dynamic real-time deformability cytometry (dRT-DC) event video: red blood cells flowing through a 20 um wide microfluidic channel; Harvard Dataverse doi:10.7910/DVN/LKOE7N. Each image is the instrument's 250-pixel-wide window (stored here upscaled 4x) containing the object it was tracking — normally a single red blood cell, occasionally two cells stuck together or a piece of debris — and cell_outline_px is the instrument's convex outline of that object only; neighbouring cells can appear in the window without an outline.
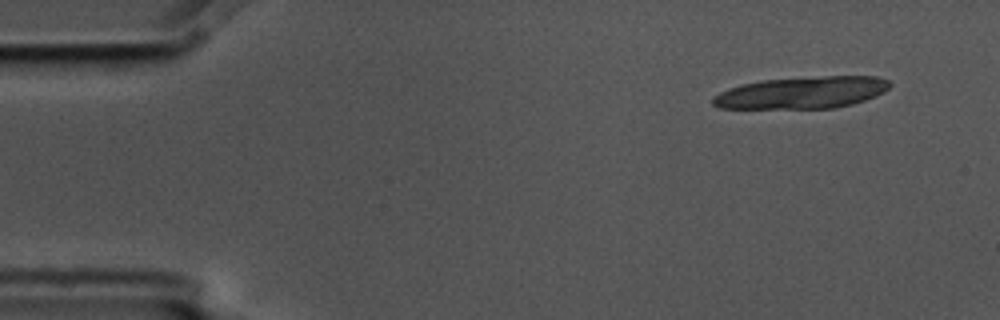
{"species": "common noctule bat (a hibernating species)", "species_latin": "Nyctalus noctula", "temperature_condition": "cold", "stored_images_in_passage": 14, "camera_frame_rate_fps": 3000, "um_per_image_px": 0.085, "animal": {"sex": "male", "body_mass_g": 17.5, "forearm_length_mm": 52.3}, "frame": {"image": 1, "passage_image": 1, "time_ms": 0.0, "image_size_px": [1000, 320], "cell_outline_px": [[892, 84], [884, 92], [876, 96], [852, 104], [836, 108], [720, 108], [712, 104], [712, 100], [720, 92], [728, 88], [740, 84], [764, 80], [824, 76], [876, 76], [888, 80]], "centroid_in_image_um": [68.2, 7.87], "position_along_channel_um": 16.8, "area_um2": 32.83}}
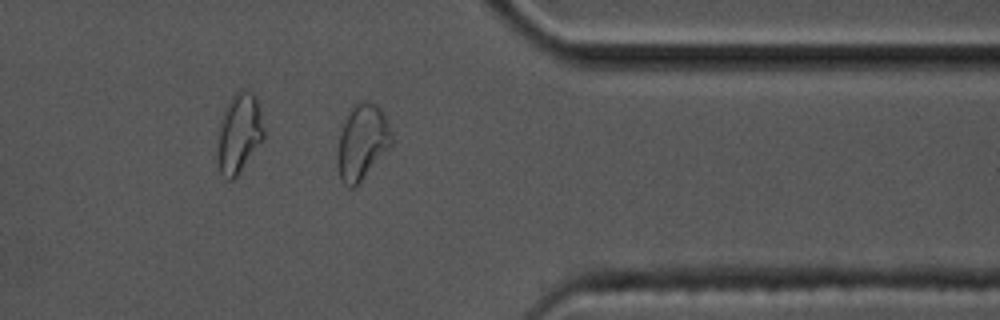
{"frame": {"image": 2, "passage_image": 12, "time_ms": 3.667, "image_size_px": [1000, 320], "cell_outline_px": [[392, 144], [356, 188], [348, 188], [340, 180], [336, 160], [340, 132], [344, 120], [352, 104], [356, 100], [368, 100], [376, 104], [384, 112], [388, 120], [392, 136]], "centroid_in_image_um": [30.77, 12.06], "position_along_channel_um": 380.6, "area_um2": 24.45}}